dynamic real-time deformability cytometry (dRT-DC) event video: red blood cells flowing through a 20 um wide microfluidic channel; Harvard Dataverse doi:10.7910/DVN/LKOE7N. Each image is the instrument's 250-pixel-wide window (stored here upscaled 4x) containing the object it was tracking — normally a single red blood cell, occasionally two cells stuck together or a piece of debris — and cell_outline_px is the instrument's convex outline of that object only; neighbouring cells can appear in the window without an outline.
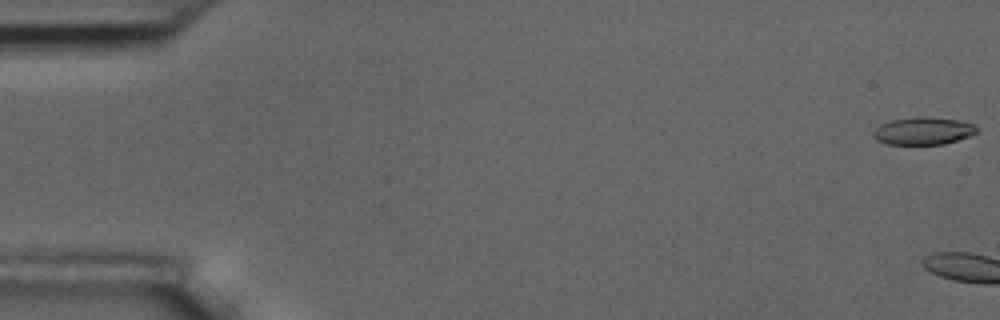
{"species": "common noctule bat (a hibernating species)", "species_latin": "Nyctalus noctula", "temperature_condition": "room temperature", "stored_images_in_passage": 6, "camera_frame_rate_fps": 3000, "um_per_image_px": 0.085, "animal": {"sex": "male", "body_mass_g": 17.5, "forearm_length_mm": 52.3}, "frame": {"image": 1, "passage_image": 1, "time_ms": 0.0, "image_size_px": [1000, 320], "cell_outline_px": [[976, 132], [968, 136], [944, 144], [888, 144], [876, 140], [872, 136], [872, 132], [880, 124], [892, 120], [916, 116], [928, 116], [960, 120], [976, 124]], "centroid_in_image_um": [78.45, 11.11], "position_along_channel_um": 6.5, "area_um2": 16.7}}